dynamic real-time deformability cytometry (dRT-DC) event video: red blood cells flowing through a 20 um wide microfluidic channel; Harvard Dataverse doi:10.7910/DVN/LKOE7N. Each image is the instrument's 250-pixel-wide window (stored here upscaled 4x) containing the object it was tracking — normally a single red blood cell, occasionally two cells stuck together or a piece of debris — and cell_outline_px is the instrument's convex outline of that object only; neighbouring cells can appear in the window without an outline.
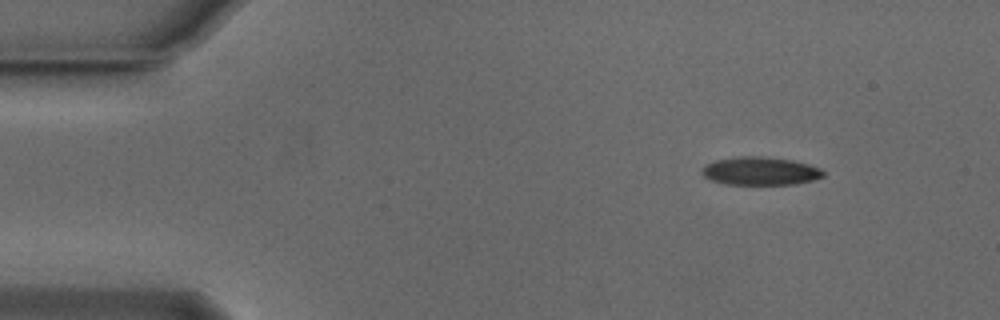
{"species": "Egyptian fruit bat (a non-hibernating species)", "species_latin": "Rousettus aegyptiacus", "temperature_condition": "cold", "stored_images_in_passage": 48, "camera_frame_rate_fps": 3000, "um_per_image_px": 0.085, "animal": {"sex": "male"}, "frame": {"image": 1, "passage_image": 1, "time_ms": 0.0, "image_size_px": [1000, 320], "cell_outline_px": [[824, 176], [812, 180], [796, 184], [724, 184], [712, 180], [704, 176], [700, 172], [708, 164], [716, 160], [740, 156], [760, 156], [792, 160], [808, 164], [820, 168], [824, 172]], "centroid_in_image_um": [64.64, 14.54], "position_along_channel_um": 20.4, "area_um2": 19.71}}
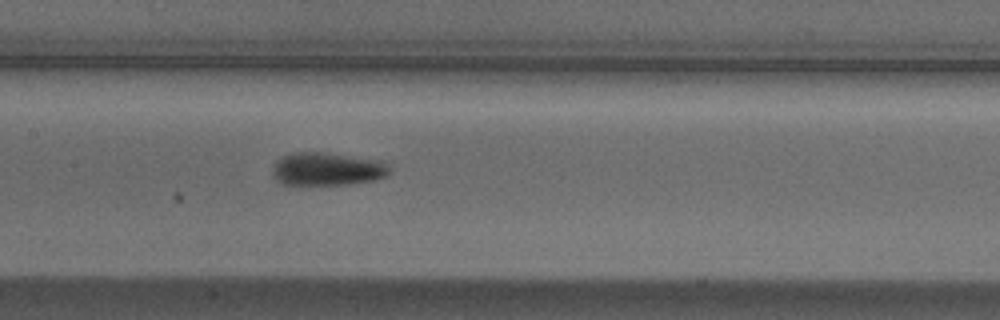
{"frame": {"image": 2, "passage_image": 20, "time_ms": 6.333, "image_size_px": [1000, 320], "cell_outline_px": [[392, 160], [388, 176], [376, 180], [348, 184], [284, 184], [276, 180], [272, 172], [276, 160], [292, 152], [324, 152]], "centroid_in_image_um": [27.95, 14.34], "position_along_channel_um": 179.5, "area_um2": 23.18}}
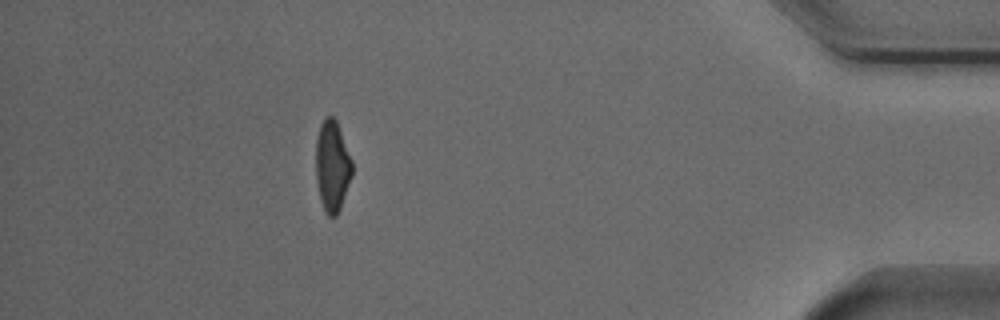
{"frame": {"image": 3, "passage_image": 42, "time_ms": 13.667, "image_size_px": [1000, 320], "cell_outline_px": [[352, 176], [340, 208], [336, 216], [328, 216], [324, 212], [320, 200], [316, 180], [316, 136], [320, 124], [324, 116], [332, 116], [336, 120], [352, 160]], "centroid_in_image_um": [28.22, 14.11], "position_along_channel_um": 407.0, "area_um2": 19.36}, "authors_computed_cell_mechanics": {"area_um2": 20.6924, "velocity_mm_per_s": 3.8567, "shape_relaxation_time_tau1_ms": 2.8078, "shape_relaxation_time_tau2_ms": 3.7223, "deformation_change_tau1": 0.1539, "deformation_change_tau2": 0.1153}}